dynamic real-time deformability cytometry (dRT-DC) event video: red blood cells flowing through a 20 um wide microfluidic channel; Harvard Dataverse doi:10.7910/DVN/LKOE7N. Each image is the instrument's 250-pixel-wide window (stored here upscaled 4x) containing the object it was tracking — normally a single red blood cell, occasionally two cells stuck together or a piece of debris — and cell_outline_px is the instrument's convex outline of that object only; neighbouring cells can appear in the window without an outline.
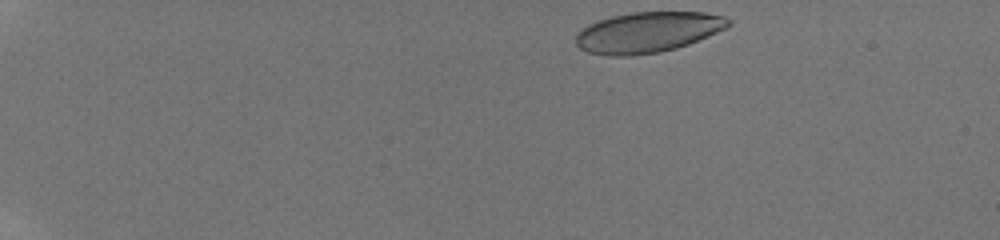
{"species": "human", "species_latin": "Homo sapiens", "temperature_condition": "room temperature", "stored_images_in_passage": 37, "camera_frame_rate_fps": 3000, "um_per_image_px": 0.085, "donor": {"sex": "male"}, "frame": {"image": 1, "passage_image": 1, "time_ms": 0.0, "image_size_px": [1000, 240], "cell_outline_px": [[732, 24], [716, 32], [688, 44], [676, 48], [660, 52], [632, 56], [608, 56], [588, 52], [580, 48], [576, 44], [576, 32], [588, 24], [612, 16], [632, 12], [704, 12], [724, 16], [732, 20]], "centroid_in_image_um": [55.04, 2.74], "position_along_channel_um": 30.0, "area_um2": 36.13}}
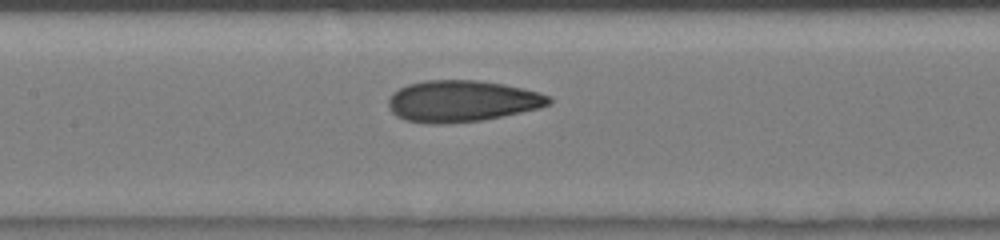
{"frame": {"image": 2, "passage_image": 18, "time_ms": 6.333, "image_size_px": [1000, 240], "cell_outline_px": [[552, 104], [540, 108], [480, 120], [444, 124], [428, 124], [404, 120], [396, 116], [388, 108], [388, 100], [392, 92], [408, 84], [424, 80], [476, 80], [504, 84], [524, 88], [540, 92], [548, 96], [552, 100]], "centroid_in_image_um": [39.24, 8.59], "position_along_channel_um": 168.2, "area_um2": 38.96}}
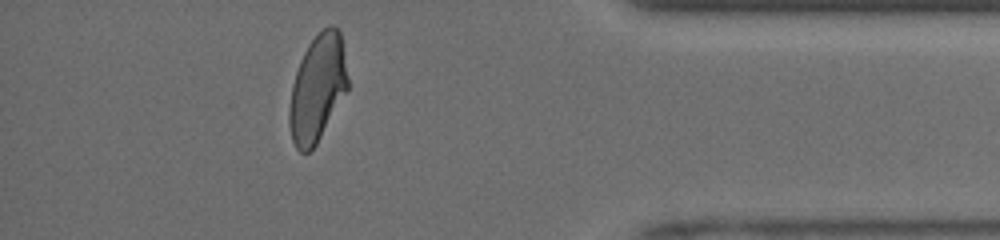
{"frame": {"image": 3, "passage_image": 34, "time_ms": 12.667, "image_size_px": [1000, 240], "cell_outline_px": [[348, 88], [316, 144], [308, 152], [300, 152], [296, 148], [292, 140], [288, 124], [288, 108], [292, 84], [300, 60], [308, 44], [328, 24], [332, 24], [340, 32], [348, 80]], "centroid_in_image_um": [26.95, 7.51], "position_along_channel_um": 408.2, "area_um2": 36.07}, "authors_computed_cell_mechanics": {"area_um2": 37.8012, "velocity_mm_per_s": 4.1624, "shape_relaxation_time_tau1_ms": 6.9225, "shape_relaxation_time_tau2_ms": 0.8213, "deformation_change_tau1": 0.1926, "deformation_change_tau2": 0.0527}}